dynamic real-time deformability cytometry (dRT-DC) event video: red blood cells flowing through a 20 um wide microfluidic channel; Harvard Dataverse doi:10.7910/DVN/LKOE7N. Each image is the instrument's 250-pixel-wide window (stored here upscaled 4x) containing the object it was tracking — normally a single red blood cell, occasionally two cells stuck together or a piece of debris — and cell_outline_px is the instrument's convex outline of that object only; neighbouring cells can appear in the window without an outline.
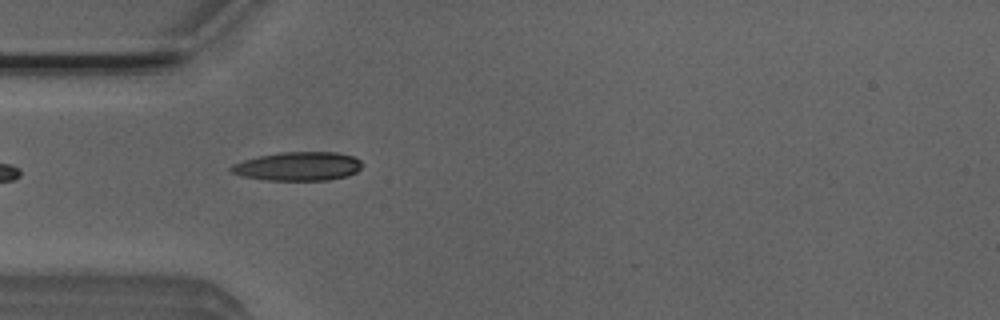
{"species": "Egyptian fruit bat (a non-hibernating species)", "species_latin": "Rousettus aegyptiacus", "temperature_condition": "room temperature", "stored_images_in_passage": 36, "camera_frame_rate_fps": 3000, "um_per_image_px": 0.085, "animal": {"sex": "male"}, "frame": {"image": 1, "passage_image": 1, "time_ms": 0.0, "image_size_px": [1000, 320], "cell_outline_px": [[364, 164], [356, 172], [348, 176], [328, 180], [268, 180], [244, 176], [232, 172], [228, 168], [232, 164], [244, 160], [260, 156], [280, 152], [336, 152], [352, 156], [360, 160]], "centroid_in_image_um": [25.36, 14.13], "position_along_channel_um": 59.6, "area_um2": 21.91}}
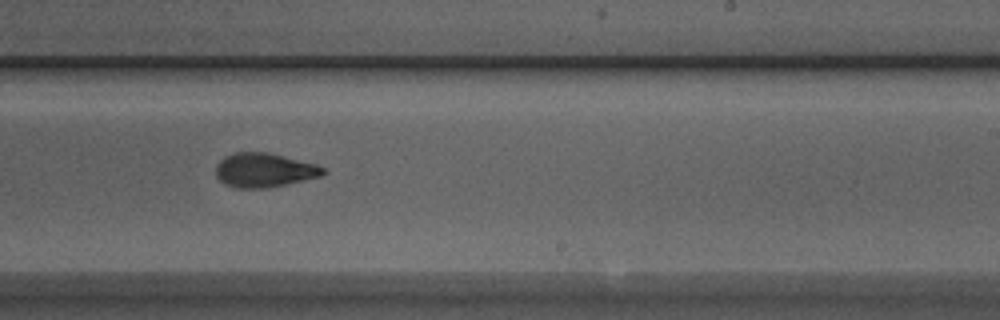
{"frame": {"image": 2, "passage_image": 17, "time_ms": 5.333, "image_size_px": [1000, 320], "cell_outline_px": [[324, 172], [320, 176], [284, 184], [264, 188], [236, 188], [224, 184], [216, 176], [216, 164], [224, 156], [236, 152], [268, 152], [316, 164], [324, 168]], "centroid_in_image_um": [22.4, 14.45], "position_along_channel_um": 266.6, "area_um2": 21.15}}
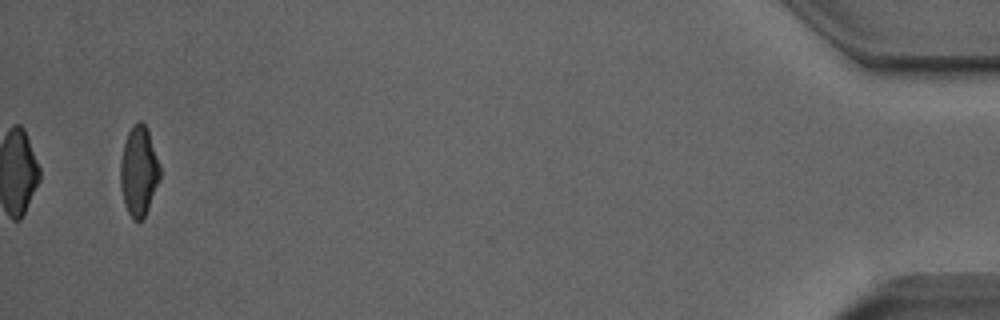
{"frame": {"image": 3, "passage_image": 36, "time_ms": 11.667, "image_size_px": [1000, 320], "cell_outline_px": [[160, 180], [148, 208], [144, 216], [140, 220], [132, 220], [124, 204], [120, 184], [120, 160], [124, 144], [128, 132], [140, 120], [148, 128], [160, 168]], "centroid_in_image_um": [11.79, 14.56], "position_along_channel_um": 423.4, "area_um2": 20.52}, "authors_computed_cell_mechanics": {"area_um2": 21.4438, "velocity_mm_per_s": 3.9189, "shape_relaxation_time_tau1_ms": 5.5052, "shape_relaxation_time_tau2_ms": 2.3619, "deformation_change_tau1": 0.1994, "deformation_change_tau2": 0.0898}}